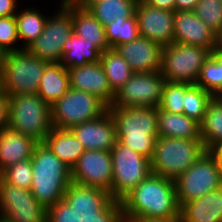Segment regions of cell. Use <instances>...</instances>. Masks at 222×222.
<instances>
[{
	"mask_svg": "<svg viewBox=\"0 0 222 222\" xmlns=\"http://www.w3.org/2000/svg\"><path fill=\"white\" fill-rule=\"evenodd\" d=\"M194 12L217 35L222 31V0H199Z\"/></svg>",
	"mask_w": 222,
	"mask_h": 222,
	"instance_id": "d590c367",
	"label": "cell"
},
{
	"mask_svg": "<svg viewBox=\"0 0 222 222\" xmlns=\"http://www.w3.org/2000/svg\"><path fill=\"white\" fill-rule=\"evenodd\" d=\"M140 36L162 46L174 43V12L138 0L135 10Z\"/></svg>",
	"mask_w": 222,
	"mask_h": 222,
	"instance_id": "9a60e30c",
	"label": "cell"
},
{
	"mask_svg": "<svg viewBox=\"0 0 222 222\" xmlns=\"http://www.w3.org/2000/svg\"><path fill=\"white\" fill-rule=\"evenodd\" d=\"M0 177L6 183L30 190L33 178L31 159L10 165L0 173Z\"/></svg>",
	"mask_w": 222,
	"mask_h": 222,
	"instance_id": "e575fe53",
	"label": "cell"
},
{
	"mask_svg": "<svg viewBox=\"0 0 222 222\" xmlns=\"http://www.w3.org/2000/svg\"><path fill=\"white\" fill-rule=\"evenodd\" d=\"M20 3L24 5L20 0H0V17L15 16Z\"/></svg>",
	"mask_w": 222,
	"mask_h": 222,
	"instance_id": "74e56055",
	"label": "cell"
},
{
	"mask_svg": "<svg viewBox=\"0 0 222 222\" xmlns=\"http://www.w3.org/2000/svg\"><path fill=\"white\" fill-rule=\"evenodd\" d=\"M20 50L15 16L0 17V54Z\"/></svg>",
	"mask_w": 222,
	"mask_h": 222,
	"instance_id": "8d00e7d4",
	"label": "cell"
},
{
	"mask_svg": "<svg viewBox=\"0 0 222 222\" xmlns=\"http://www.w3.org/2000/svg\"><path fill=\"white\" fill-rule=\"evenodd\" d=\"M44 143L71 169L85 152V148L70 129L52 128Z\"/></svg>",
	"mask_w": 222,
	"mask_h": 222,
	"instance_id": "cb8c5ba5",
	"label": "cell"
},
{
	"mask_svg": "<svg viewBox=\"0 0 222 222\" xmlns=\"http://www.w3.org/2000/svg\"><path fill=\"white\" fill-rule=\"evenodd\" d=\"M199 0H175V11H194Z\"/></svg>",
	"mask_w": 222,
	"mask_h": 222,
	"instance_id": "60d3db41",
	"label": "cell"
},
{
	"mask_svg": "<svg viewBox=\"0 0 222 222\" xmlns=\"http://www.w3.org/2000/svg\"><path fill=\"white\" fill-rule=\"evenodd\" d=\"M70 130L85 150L111 151L118 141L115 123L109 111L97 119L72 126Z\"/></svg>",
	"mask_w": 222,
	"mask_h": 222,
	"instance_id": "2e32d148",
	"label": "cell"
},
{
	"mask_svg": "<svg viewBox=\"0 0 222 222\" xmlns=\"http://www.w3.org/2000/svg\"><path fill=\"white\" fill-rule=\"evenodd\" d=\"M116 51L135 72H156L161 70L163 46L144 36L134 41L118 45Z\"/></svg>",
	"mask_w": 222,
	"mask_h": 222,
	"instance_id": "d6986e66",
	"label": "cell"
},
{
	"mask_svg": "<svg viewBox=\"0 0 222 222\" xmlns=\"http://www.w3.org/2000/svg\"><path fill=\"white\" fill-rule=\"evenodd\" d=\"M8 96L4 93L0 97V130L8 127Z\"/></svg>",
	"mask_w": 222,
	"mask_h": 222,
	"instance_id": "f35d334b",
	"label": "cell"
},
{
	"mask_svg": "<svg viewBox=\"0 0 222 222\" xmlns=\"http://www.w3.org/2000/svg\"><path fill=\"white\" fill-rule=\"evenodd\" d=\"M205 151L202 139L158 137L150 160L151 173L175 181Z\"/></svg>",
	"mask_w": 222,
	"mask_h": 222,
	"instance_id": "8992f818",
	"label": "cell"
},
{
	"mask_svg": "<svg viewBox=\"0 0 222 222\" xmlns=\"http://www.w3.org/2000/svg\"><path fill=\"white\" fill-rule=\"evenodd\" d=\"M158 137L201 139L200 123L185 114H176L157 108Z\"/></svg>",
	"mask_w": 222,
	"mask_h": 222,
	"instance_id": "603a6c76",
	"label": "cell"
},
{
	"mask_svg": "<svg viewBox=\"0 0 222 222\" xmlns=\"http://www.w3.org/2000/svg\"><path fill=\"white\" fill-rule=\"evenodd\" d=\"M138 0H102L88 10L106 27L117 18H131L135 15Z\"/></svg>",
	"mask_w": 222,
	"mask_h": 222,
	"instance_id": "f1b7e54d",
	"label": "cell"
},
{
	"mask_svg": "<svg viewBox=\"0 0 222 222\" xmlns=\"http://www.w3.org/2000/svg\"><path fill=\"white\" fill-rule=\"evenodd\" d=\"M70 88L88 92L108 107L111 106L115 93L111 90L101 62L88 63L68 68Z\"/></svg>",
	"mask_w": 222,
	"mask_h": 222,
	"instance_id": "ac0fdd59",
	"label": "cell"
},
{
	"mask_svg": "<svg viewBox=\"0 0 222 222\" xmlns=\"http://www.w3.org/2000/svg\"><path fill=\"white\" fill-rule=\"evenodd\" d=\"M212 52L201 46L174 42L163 46L161 74L166 81L196 84L200 71Z\"/></svg>",
	"mask_w": 222,
	"mask_h": 222,
	"instance_id": "9c48e42d",
	"label": "cell"
},
{
	"mask_svg": "<svg viewBox=\"0 0 222 222\" xmlns=\"http://www.w3.org/2000/svg\"><path fill=\"white\" fill-rule=\"evenodd\" d=\"M117 222L180 217L174 180L151 173L109 213Z\"/></svg>",
	"mask_w": 222,
	"mask_h": 222,
	"instance_id": "7a4b0ae2",
	"label": "cell"
},
{
	"mask_svg": "<svg viewBox=\"0 0 222 222\" xmlns=\"http://www.w3.org/2000/svg\"><path fill=\"white\" fill-rule=\"evenodd\" d=\"M200 134L206 151L222 143V106L215 98L207 106L200 123Z\"/></svg>",
	"mask_w": 222,
	"mask_h": 222,
	"instance_id": "f546056e",
	"label": "cell"
},
{
	"mask_svg": "<svg viewBox=\"0 0 222 222\" xmlns=\"http://www.w3.org/2000/svg\"><path fill=\"white\" fill-rule=\"evenodd\" d=\"M174 42L205 47L215 53L217 34L194 11H174Z\"/></svg>",
	"mask_w": 222,
	"mask_h": 222,
	"instance_id": "e0dca14e",
	"label": "cell"
},
{
	"mask_svg": "<svg viewBox=\"0 0 222 222\" xmlns=\"http://www.w3.org/2000/svg\"><path fill=\"white\" fill-rule=\"evenodd\" d=\"M59 1L53 12L47 17L44 30L26 50L49 63H60L63 44L73 33V19L71 13Z\"/></svg>",
	"mask_w": 222,
	"mask_h": 222,
	"instance_id": "4fadbf2b",
	"label": "cell"
},
{
	"mask_svg": "<svg viewBox=\"0 0 222 222\" xmlns=\"http://www.w3.org/2000/svg\"><path fill=\"white\" fill-rule=\"evenodd\" d=\"M60 3L71 13L76 35L93 43L102 53L110 49L105 27L88 9L77 7L69 0H61Z\"/></svg>",
	"mask_w": 222,
	"mask_h": 222,
	"instance_id": "ffe728a7",
	"label": "cell"
},
{
	"mask_svg": "<svg viewBox=\"0 0 222 222\" xmlns=\"http://www.w3.org/2000/svg\"><path fill=\"white\" fill-rule=\"evenodd\" d=\"M88 222H117L108 214H91Z\"/></svg>",
	"mask_w": 222,
	"mask_h": 222,
	"instance_id": "b9f144b4",
	"label": "cell"
},
{
	"mask_svg": "<svg viewBox=\"0 0 222 222\" xmlns=\"http://www.w3.org/2000/svg\"><path fill=\"white\" fill-rule=\"evenodd\" d=\"M8 128L44 143L51 131L50 106L38 94L8 96Z\"/></svg>",
	"mask_w": 222,
	"mask_h": 222,
	"instance_id": "5b68a950",
	"label": "cell"
},
{
	"mask_svg": "<svg viewBox=\"0 0 222 222\" xmlns=\"http://www.w3.org/2000/svg\"><path fill=\"white\" fill-rule=\"evenodd\" d=\"M215 53L222 57V31L217 35V47Z\"/></svg>",
	"mask_w": 222,
	"mask_h": 222,
	"instance_id": "bcb514c9",
	"label": "cell"
},
{
	"mask_svg": "<svg viewBox=\"0 0 222 222\" xmlns=\"http://www.w3.org/2000/svg\"><path fill=\"white\" fill-rule=\"evenodd\" d=\"M185 102V83L166 81L163 87L159 109L183 114Z\"/></svg>",
	"mask_w": 222,
	"mask_h": 222,
	"instance_id": "836d02e7",
	"label": "cell"
},
{
	"mask_svg": "<svg viewBox=\"0 0 222 222\" xmlns=\"http://www.w3.org/2000/svg\"><path fill=\"white\" fill-rule=\"evenodd\" d=\"M0 221L60 222L30 190L6 183L0 177Z\"/></svg>",
	"mask_w": 222,
	"mask_h": 222,
	"instance_id": "7c38bea8",
	"label": "cell"
},
{
	"mask_svg": "<svg viewBox=\"0 0 222 222\" xmlns=\"http://www.w3.org/2000/svg\"><path fill=\"white\" fill-rule=\"evenodd\" d=\"M102 52L90 41L80 38L74 32L63 44L60 63L65 68H73L88 63L100 62Z\"/></svg>",
	"mask_w": 222,
	"mask_h": 222,
	"instance_id": "4316f807",
	"label": "cell"
},
{
	"mask_svg": "<svg viewBox=\"0 0 222 222\" xmlns=\"http://www.w3.org/2000/svg\"><path fill=\"white\" fill-rule=\"evenodd\" d=\"M69 89L68 69L61 63H49L43 72L37 94L51 107Z\"/></svg>",
	"mask_w": 222,
	"mask_h": 222,
	"instance_id": "484cf974",
	"label": "cell"
},
{
	"mask_svg": "<svg viewBox=\"0 0 222 222\" xmlns=\"http://www.w3.org/2000/svg\"><path fill=\"white\" fill-rule=\"evenodd\" d=\"M37 144L33 138L8 127L0 130V173L10 165L31 159Z\"/></svg>",
	"mask_w": 222,
	"mask_h": 222,
	"instance_id": "7402d4cb",
	"label": "cell"
},
{
	"mask_svg": "<svg viewBox=\"0 0 222 222\" xmlns=\"http://www.w3.org/2000/svg\"><path fill=\"white\" fill-rule=\"evenodd\" d=\"M180 217L182 222H222V187L184 203Z\"/></svg>",
	"mask_w": 222,
	"mask_h": 222,
	"instance_id": "44dd1931",
	"label": "cell"
},
{
	"mask_svg": "<svg viewBox=\"0 0 222 222\" xmlns=\"http://www.w3.org/2000/svg\"><path fill=\"white\" fill-rule=\"evenodd\" d=\"M174 182L177 201L181 207L188 201L222 187V169L216 157L210 151H205Z\"/></svg>",
	"mask_w": 222,
	"mask_h": 222,
	"instance_id": "30bf717a",
	"label": "cell"
},
{
	"mask_svg": "<svg viewBox=\"0 0 222 222\" xmlns=\"http://www.w3.org/2000/svg\"><path fill=\"white\" fill-rule=\"evenodd\" d=\"M118 141L151 160L158 138L157 108L108 107Z\"/></svg>",
	"mask_w": 222,
	"mask_h": 222,
	"instance_id": "277c9868",
	"label": "cell"
},
{
	"mask_svg": "<svg viewBox=\"0 0 222 222\" xmlns=\"http://www.w3.org/2000/svg\"><path fill=\"white\" fill-rule=\"evenodd\" d=\"M50 110L53 128L70 129L77 124L99 118L108 111V106L88 92L70 88Z\"/></svg>",
	"mask_w": 222,
	"mask_h": 222,
	"instance_id": "8fae6325",
	"label": "cell"
},
{
	"mask_svg": "<svg viewBox=\"0 0 222 222\" xmlns=\"http://www.w3.org/2000/svg\"><path fill=\"white\" fill-rule=\"evenodd\" d=\"M18 8L15 15L17 22V33L20 41V50L26 49L30 43L36 40L44 30V26L49 15L48 12H44L40 7L35 5L22 8ZM23 9V10H22ZM47 13V14H46Z\"/></svg>",
	"mask_w": 222,
	"mask_h": 222,
	"instance_id": "d4e9b609",
	"label": "cell"
},
{
	"mask_svg": "<svg viewBox=\"0 0 222 222\" xmlns=\"http://www.w3.org/2000/svg\"><path fill=\"white\" fill-rule=\"evenodd\" d=\"M105 33L110 48L115 49L120 44L134 41L140 35L136 15L131 18H117L105 27Z\"/></svg>",
	"mask_w": 222,
	"mask_h": 222,
	"instance_id": "1f68e13d",
	"label": "cell"
},
{
	"mask_svg": "<svg viewBox=\"0 0 222 222\" xmlns=\"http://www.w3.org/2000/svg\"><path fill=\"white\" fill-rule=\"evenodd\" d=\"M214 96L196 84L185 83V102L183 114L201 123L207 106Z\"/></svg>",
	"mask_w": 222,
	"mask_h": 222,
	"instance_id": "4dcf8cb0",
	"label": "cell"
},
{
	"mask_svg": "<svg viewBox=\"0 0 222 222\" xmlns=\"http://www.w3.org/2000/svg\"><path fill=\"white\" fill-rule=\"evenodd\" d=\"M36 200L60 222H88L90 213L79 203L72 185L71 168L45 143H38L31 157Z\"/></svg>",
	"mask_w": 222,
	"mask_h": 222,
	"instance_id": "6da1fadb",
	"label": "cell"
},
{
	"mask_svg": "<svg viewBox=\"0 0 222 222\" xmlns=\"http://www.w3.org/2000/svg\"><path fill=\"white\" fill-rule=\"evenodd\" d=\"M142 1L155 8L169 10L172 12L175 11V0H142Z\"/></svg>",
	"mask_w": 222,
	"mask_h": 222,
	"instance_id": "ab89813d",
	"label": "cell"
},
{
	"mask_svg": "<svg viewBox=\"0 0 222 222\" xmlns=\"http://www.w3.org/2000/svg\"><path fill=\"white\" fill-rule=\"evenodd\" d=\"M49 62L26 49L1 54L0 77L7 96L37 94L41 78Z\"/></svg>",
	"mask_w": 222,
	"mask_h": 222,
	"instance_id": "52a82bcc",
	"label": "cell"
},
{
	"mask_svg": "<svg viewBox=\"0 0 222 222\" xmlns=\"http://www.w3.org/2000/svg\"><path fill=\"white\" fill-rule=\"evenodd\" d=\"M72 4L83 9H89L93 4L102 0H69Z\"/></svg>",
	"mask_w": 222,
	"mask_h": 222,
	"instance_id": "7bdbcfd3",
	"label": "cell"
},
{
	"mask_svg": "<svg viewBox=\"0 0 222 222\" xmlns=\"http://www.w3.org/2000/svg\"><path fill=\"white\" fill-rule=\"evenodd\" d=\"M196 85L214 97L222 91V57L212 53L201 68Z\"/></svg>",
	"mask_w": 222,
	"mask_h": 222,
	"instance_id": "d6a6232c",
	"label": "cell"
},
{
	"mask_svg": "<svg viewBox=\"0 0 222 222\" xmlns=\"http://www.w3.org/2000/svg\"><path fill=\"white\" fill-rule=\"evenodd\" d=\"M112 209L140 182L151 174L150 159L134 152L119 141L111 150Z\"/></svg>",
	"mask_w": 222,
	"mask_h": 222,
	"instance_id": "ba28073f",
	"label": "cell"
},
{
	"mask_svg": "<svg viewBox=\"0 0 222 222\" xmlns=\"http://www.w3.org/2000/svg\"><path fill=\"white\" fill-rule=\"evenodd\" d=\"M222 106V91H220L215 97H214Z\"/></svg>",
	"mask_w": 222,
	"mask_h": 222,
	"instance_id": "7dc6e473",
	"label": "cell"
},
{
	"mask_svg": "<svg viewBox=\"0 0 222 222\" xmlns=\"http://www.w3.org/2000/svg\"><path fill=\"white\" fill-rule=\"evenodd\" d=\"M100 62L105 70L111 90L116 93L134 74L129 64L114 48L101 54Z\"/></svg>",
	"mask_w": 222,
	"mask_h": 222,
	"instance_id": "83f0119b",
	"label": "cell"
},
{
	"mask_svg": "<svg viewBox=\"0 0 222 222\" xmlns=\"http://www.w3.org/2000/svg\"><path fill=\"white\" fill-rule=\"evenodd\" d=\"M112 175L111 151L85 150L71 169L75 195L90 214L112 210Z\"/></svg>",
	"mask_w": 222,
	"mask_h": 222,
	"instance_id": "3957f363",
	"label": "cell"
},
{
	"mask_svg": "<svg viewBox=\"0 0 222 222\" xmlns=\"http://www.w3.org/2000/svg\"><path fill=\"white\" fill-rule=\"evenodd\" d=\"M165 82L160 71L135 72L115 93L110 107L158 108Z\"/></svg>",
	"mask_w": 222,
	"mask_h": 222,
	"instance_id": "5bb4252c",
	"label": "cell"
},
{
	"mask_svg": "<svg viewBox=\"0 0 222 222\" xmlns=\"http://www.w3.org/2000/svg\"><path fill=\"white\" fill-rule=\"evenodd\" d=\"M131 222H182V219L181 217H177V218H174V219H157V220H154V219H135V220H132Z\"/></svg>",
	"mask_w": 222,
	"mask_h": 222,
	"instance_id": "f6af8a7d",
	"label": "cell"
},
{
	"mask_svg": "<svg viewBox=\"0 0 222 222\" xmlns=\"http://www.w3.org/2000/svg\"><path fill=\"white\" fill-rule=\"evenodd\" d=\"M210 152L216 157L217 162L222 169V143L216 145Z\"/></svg>",
	"mask_w": 222,
	"mask_h": 222,
	"instance_id": "ee69618b",
	"label": "cell"
},
{
	"mask_svg": "<svg viewBox=\"0 0 222 222\" xmlns=\"http://www.w3.org/2000/svg\"><path fill=\"white\" fill-rule=\"evenodd\" d=\"M4 94V89H3V84H2V79L0 77V97Z\"/></svg>",
	"mask_w": 222,
	"mask_h": 222,
	"instance_id": "c3c4849f",
	"label": "cell"
}]
</instances>
